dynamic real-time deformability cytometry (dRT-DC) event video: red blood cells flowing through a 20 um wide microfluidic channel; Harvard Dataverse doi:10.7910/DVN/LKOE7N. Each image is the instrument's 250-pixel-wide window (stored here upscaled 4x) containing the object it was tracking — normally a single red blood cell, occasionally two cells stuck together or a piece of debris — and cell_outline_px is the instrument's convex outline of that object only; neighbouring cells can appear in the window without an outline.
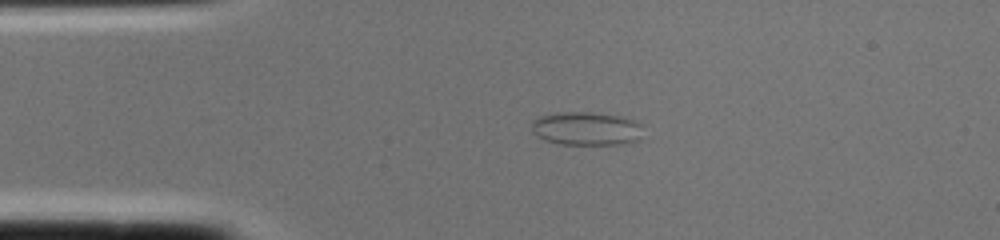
{"species": "common noctule bat (a hibernating species)", "species_latin": "Nyctalus noctula", "temperature_condition": "cold", "stored_images_in_passage": 2, "segment_of_instrument_passage": [1, 2], "camera_frame_rate_fps": 3000, "um_per_image_px": 0.085, "animal": {"sex": "female", "body_mass_g": 22.0, "forearm_length_mm": 56.7}, "frame": {"image": 1, "passage_image": 1, "time_ms": 0.0, "image_size_px": [1000, 240], "cell_outline_px": [[644, 124], [640, 140], [620, 144], [560, 144], [544, 140], [536, 136], [532, 132], [532, 120], [540, 116], [560, 112], [592, 112], [620, 116]], "centroid_in_image_um": [49.85, 10.93], "position_along_channel_um": 35.1, "area_um2": 21.96}}